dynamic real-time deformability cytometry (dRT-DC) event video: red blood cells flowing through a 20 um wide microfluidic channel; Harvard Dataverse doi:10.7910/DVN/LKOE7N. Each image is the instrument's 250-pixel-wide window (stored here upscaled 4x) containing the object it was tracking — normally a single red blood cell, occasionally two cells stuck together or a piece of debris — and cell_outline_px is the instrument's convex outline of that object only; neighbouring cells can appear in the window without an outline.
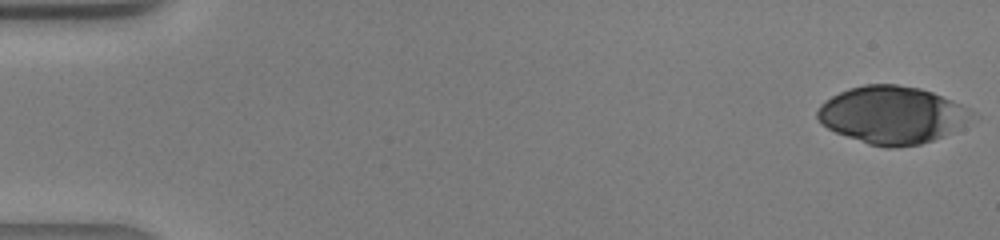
{"species": "human", "species_latin": "Homo sapiens", "temperature_condition": "warm", "stored_images_in_passage": 8, "camera_frame_rate_fps": 3000, "um_per_image_px": 0.085, "donor": {"sex": "male"}, "frame": {"image": 1, "passage_image": 1, "time_ms": 0.0, "image_size_px": [1000, 240], "cell_outline_px": [[972, 116], [940, 136], [932, 140], [920, 144], [896, 148], [888, 148], [868, 144], [836, 132], [820, 124], [816, 116], [816, 112], [820, 104], [824, 100], [848, 88], [864, 84], [896, 84], [920, 88], [932, 92], [952, 100], [968, 108], [972, 112]], "centroid_in_image_um": [75.72, 9.75], "position_along_channel_um": 9.3, "area_um2": 51.04}}